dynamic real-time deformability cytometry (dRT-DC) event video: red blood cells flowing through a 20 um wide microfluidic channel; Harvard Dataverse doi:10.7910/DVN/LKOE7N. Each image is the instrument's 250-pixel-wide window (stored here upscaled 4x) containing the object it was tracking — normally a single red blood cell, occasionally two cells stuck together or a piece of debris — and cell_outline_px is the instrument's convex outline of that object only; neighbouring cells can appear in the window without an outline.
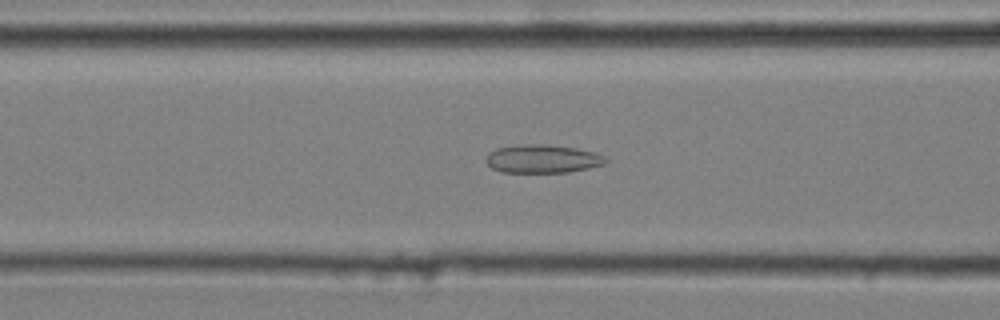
{"species": "common noctule bat (a hibernating species)", "species_latin": "Nyctalus noctula", "temperature_condition": "cold", "stored_images_in_passage": 47, "camera_frame_rate_fps": 3000, "um_per_image_px": 0.085, "animal": {"sex": "male", "body_mass_g": 20.4}, "frame": {"image": 1, "passage_image": 16, "time_ms": 5.0, "image_size_px": [1000, 320], "cell_outline_px": [[608, 160], [604, 164], [588, 168], [568, 172], [500, 172], [492, 168], [484, 160], [488, 152], [496, 148], [520, 144], [548, 144], [576, 148], [596, 152], [604, 156]], "centroid_in_image_um": [46.09, 13.49], "position_along_channel_um": 120.5, "area_um2": 19.94}}
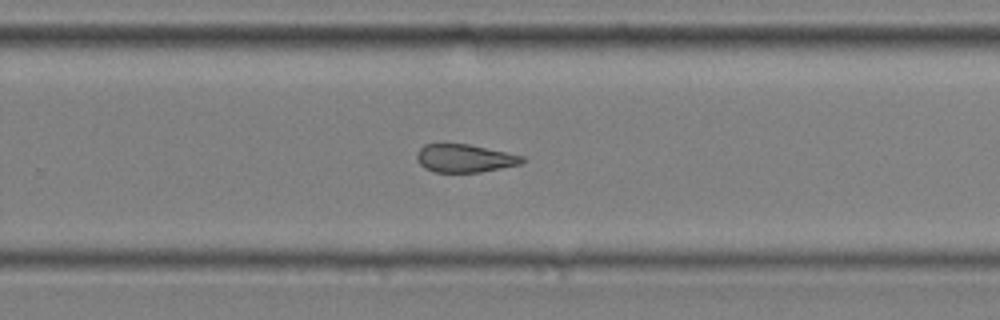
{"frame": {"image": 2, "passage_image": 30, "time_ms": 9.667, "image_size_px": [1000, 320], "cell_outline_px": [[524, 164], [480, 172], [436, 172], [424, 168], [416, 160], [416, 152], [424, 144], [444, 140], [468, 144], [524, 156]], "centroid_in_image_um": [39.43, 13.41], "position_along_channel_um": 290.4, "area_um2": 17.92}}
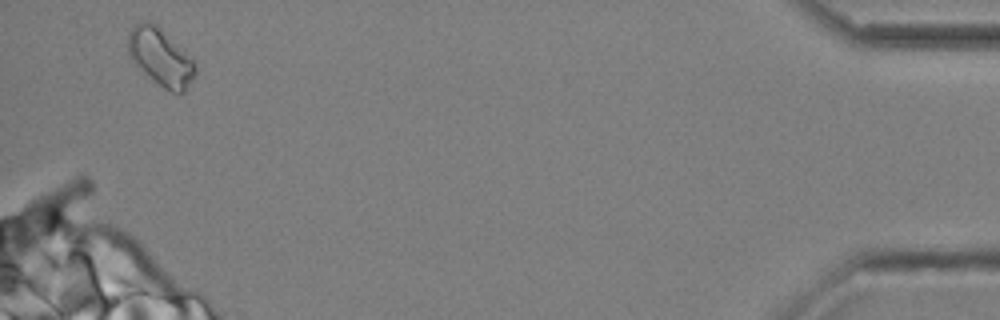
{"frame": {"image": 3, "passage_image": 46, "time_ms": 15.0, "image_size_px": [1000, 320], "cell_outline_px": [[196, 72], [184, 92], [180, 96], [164, 88], [144, 72], [128, 56], [128, 32], [136, 24], [148, 20], [156, 24], [192, 60], [196, 68]], "centroid_in_image_um": [13.62, 4.87], "position_along_channel_um": 421.6, "area_um2": 21.85}, "authors_computed_cell_mechanics": {"area_um2": 18.9006, "velocity_mm_per_s": 3.6465, "shape_relaxation_time_tau1_ms": null, "shape_relaxation_time_tau2_ms": 3.6134, "deformation_change_tau1": null, "deformation_change_tau2": 0.1293}}